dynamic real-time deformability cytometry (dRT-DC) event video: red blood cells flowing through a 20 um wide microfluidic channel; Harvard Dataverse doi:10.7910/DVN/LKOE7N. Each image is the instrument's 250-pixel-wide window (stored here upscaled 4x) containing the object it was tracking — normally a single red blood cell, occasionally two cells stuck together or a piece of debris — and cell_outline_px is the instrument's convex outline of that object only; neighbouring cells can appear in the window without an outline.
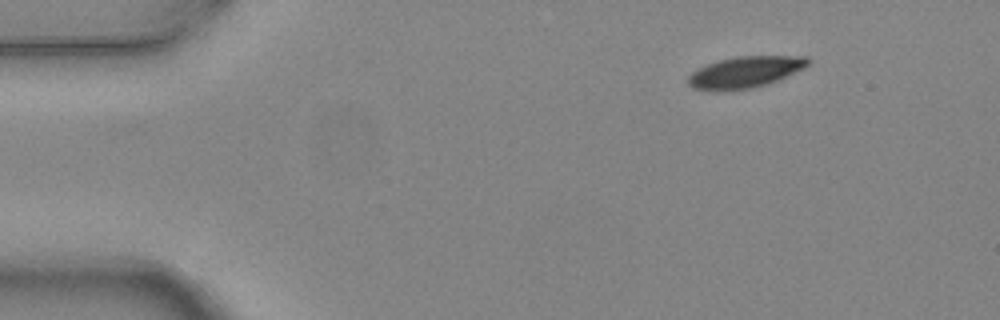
{"species": "common noctule bat (a hibernating species)", "species_latin": "Nyctalus noctula", "temperature_condition": "warm", "stored_images_in_passage": 3, "camera_frame_rate_fps": 3000, "um_per_image_px": 0.085, "animal": {"sex": "female", "body_mass_g": 24.6, "forearm_length_mm": 56.2}, "frame": {"image": 1, "passage_image": 3, "time_ms": 0.667, "image_size_px": [1000, 320], "cell_outline_px": [[812, 60], [804, 68], [768, 84], [752, 88], [712, 92], [692, 88], [688, 84], [688, 76], [696, 68], [720, 60], [736, 56], [808, 56]], "centroid_in_image_um": [63.31, 6.14], "position_along_channel_um": 21.7, "area_um2": 22.14}}